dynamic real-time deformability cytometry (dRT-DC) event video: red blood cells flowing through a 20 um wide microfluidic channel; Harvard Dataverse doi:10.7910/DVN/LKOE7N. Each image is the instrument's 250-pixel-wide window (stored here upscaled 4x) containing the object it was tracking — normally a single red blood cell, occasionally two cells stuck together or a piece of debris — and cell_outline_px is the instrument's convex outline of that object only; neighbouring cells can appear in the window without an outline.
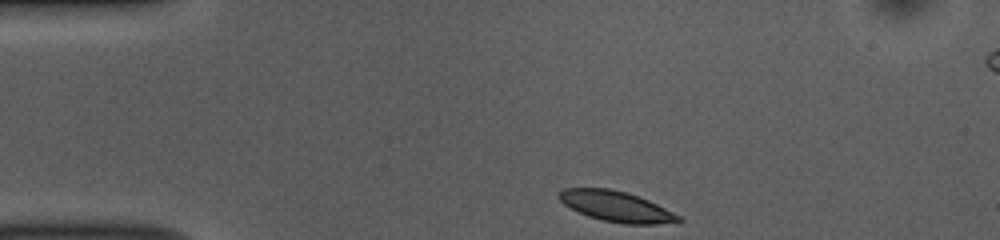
{"species": "common noctule bat (a hibernating species)", "species_latin": "Nyctalus noctula", "temperature_condition": "room temperature", "stored_images_in_passage": 38, "camera_frame_rate_fps": 3000, "um_per_image_px": 0.085, "animal": {"sex": "female", "body_mass_g": 10.0, "forearm_length_mm": 53.1}, "frame": {"image": 1, "passage_image": 1, "time_ms": 0.0, "image_size_px": [1000, 240], "cell_outline_px": [[684, 220], [656, 224], [624, 224], [604, 220], [588, 216], [564, 204], [560, 200], [560, 192], [564, 188], [608, 188], [624, 192], [648, 200], [680, 216]], "centroid_in_image_um": [52.38, 17.55], "position_along_channel_um": 32.6, "area_um2": 20.63}}
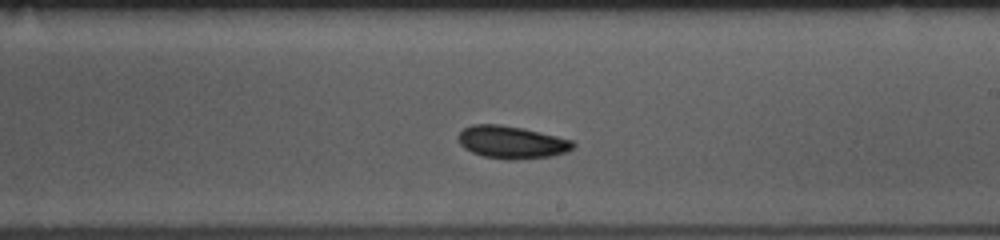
{"frame": {"image": 2, "passage_image": 22, "time_ms": 7.0, "image_size_px": [1000, 240], "cell_outline_px": [[576, 148], [568, 152], [552, 156], [512, 160], [504, 160], [484, 156], [472, 152], [464, 148], [460, 144], [456, 136], [464, 128], [472, 124], [500, 124], [520, 128], [556, 136], [572, 140], [576, 144]], "centroid_in_image_um": [43.5, 12.1], "position_along_channel_um": 245.5, "area_um2": 21.91}}
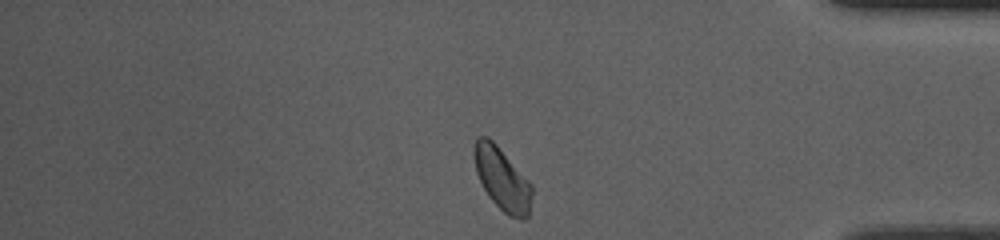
{"frame": {"image": 3, "passage_image": 36, "time_ms": 11.667, "image_size_px": [1000, 240], "cell_outline_px": [[532, 196], [528, 216], [524, 220], [520, 220], [508, 216], [488, 196], [476, 172], [472, 152], [472, 148], [476, 140], [480, 136], [488, 136], [496, 144], [532, 184]], "centroid_in_image_um": [42.67, 15.21], "position_along_channel_um": 392.5, "area_um2": 21.15}, "authors_computed_cell_mechanics": {"area_um2": 21.386, "velocity_mm_per_s": 3.6854, "shape_relaxation_time_tau1_ms": 2.0098, "shape_relaxation_time_tau2_ms": 3.8912, "deformation_change_tau1": 0.087, "deformation_change_tau2": 0.0813}}